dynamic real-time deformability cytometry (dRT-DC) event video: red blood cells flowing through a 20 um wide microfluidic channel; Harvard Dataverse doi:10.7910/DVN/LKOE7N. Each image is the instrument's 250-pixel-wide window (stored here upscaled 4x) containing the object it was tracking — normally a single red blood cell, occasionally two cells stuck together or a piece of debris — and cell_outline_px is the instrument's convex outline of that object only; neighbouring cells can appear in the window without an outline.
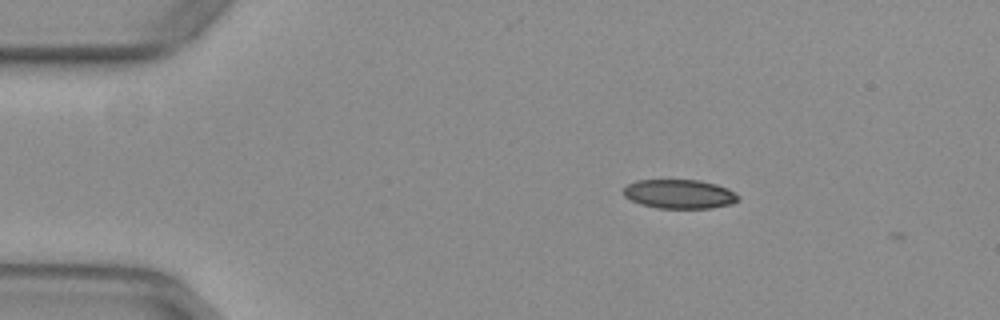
{"species": "common noctule bat (a hibernating species)", "species_latin": "Nyctalus noctula", "temperature_condition": "warm", "stored_images_in_passage": 3, "camera_frame_rate_fps": 3000, "um_per_image_px": 0.085, "animal": {"sex": "female", "body_mass_g": 29.2, "forearm_length_mm": 56.3}, "frame": {"image": 1, "passage_image": 2, "time_ms": 0.333, "image_size_px": [1000, 320], "cell_outline_px": [[740, 200], [732, 204], [712, 208], [656, 208], [640, 204], [624, 196], [624, 188], [628, 184], [636, 180], [700, 180], [716, 184], [728, 188], [740, 196]], "centroid_in_image_um": [57.79, 16.49], "position_along_channel_um": 27.2, "area_um2": 19.59}}